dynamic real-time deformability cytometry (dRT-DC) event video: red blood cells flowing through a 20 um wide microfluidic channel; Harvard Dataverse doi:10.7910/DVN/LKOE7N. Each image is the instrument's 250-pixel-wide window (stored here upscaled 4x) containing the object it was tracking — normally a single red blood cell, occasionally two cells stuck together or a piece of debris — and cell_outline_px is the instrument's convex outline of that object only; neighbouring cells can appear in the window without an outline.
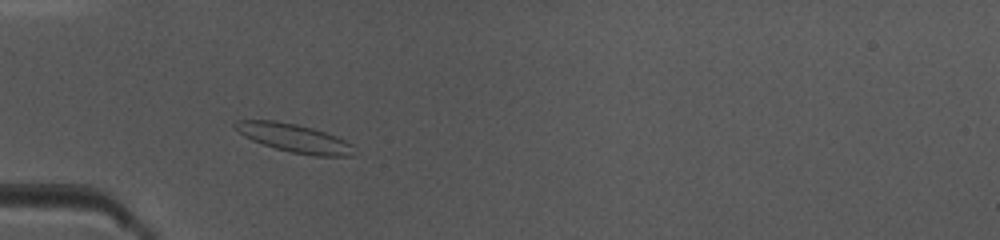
{"species": "common noctule bat (a hibernating species)", "species_latin": "Nyctalus noctula", "temperature_condition": "warm", "stored_images_in_passage": 39, "camera_frame_rate_fps": 3000, "um_per_image_px": 0.085, "animal": {"sex": "female", "body_mass_g": 10.0, "forearm_length_mm": 53.1}, "frame": {"image": 1, "passage_image": 5, "time_ms": 1.333, "image_size_px": [1000, 240], "cell_outline_px": [[352, 156], [316, 156], [292, 152], [276, 148], [252, 140], [244, 136], [232, 128], [232, 124], [236, 120], [276, 120], [296, 124], [312, 128], [336, 136], [352, 144]], "centroid_in_image_um": [24.94, 11.72], "position_along_channel_um": 60.1, "area_um2": 19.54}}
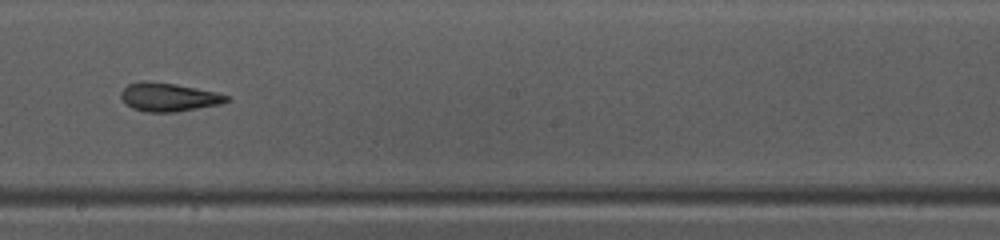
{"frame": {"image": 2, "passage_image": 18, "time_ms": 5.667, "image_size_px": [1000, 240], "cell_outline_px": [[232, 100], [224, 104], [176, 112], [144, 112], [132, 108], [120, 96], [120, 92], [128, 84], [140, 80], [148, 80], [176, 84], [216, 92], [228, 96]], "centroid_in_image_um": [14.36, 8.25], "position_along_channel_um": 233.8, "area_um2": 17.8}}
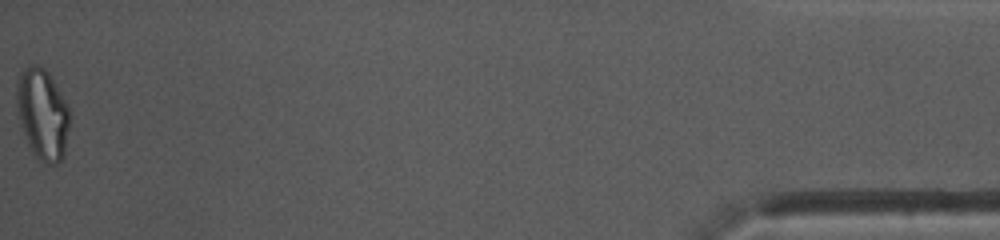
{"frame": {"image": 3, "passage_image": 39, "time_ms": 12.667, "image_size_px": [1000, 240], "cell_outline_px": [[68, 128], [64, 156], [56, 164], [48, 164], [40, 160], [32, 152], [20, 128], [16, 104], [16, 80], [20, 72], [28, 64], [36, 64], [44, 68], [48, 72], [64, 100], [68, 108]], "centroid_in_image_um": [3.56, 9.68], "position_along_channel_um": 431.6, "area_um2": 28.09}, "authors_computed_cell_mechanics": {"area_um2": 18.1492, "velocity_mm_per_s": 4.0854, "shape_relaxation_time_tau1_ms": null, "shape_relaxation_time_tau2_ms": 3.0725, "deformation_change_tau1": null, "deformation_change_tau2": 0.1188}}